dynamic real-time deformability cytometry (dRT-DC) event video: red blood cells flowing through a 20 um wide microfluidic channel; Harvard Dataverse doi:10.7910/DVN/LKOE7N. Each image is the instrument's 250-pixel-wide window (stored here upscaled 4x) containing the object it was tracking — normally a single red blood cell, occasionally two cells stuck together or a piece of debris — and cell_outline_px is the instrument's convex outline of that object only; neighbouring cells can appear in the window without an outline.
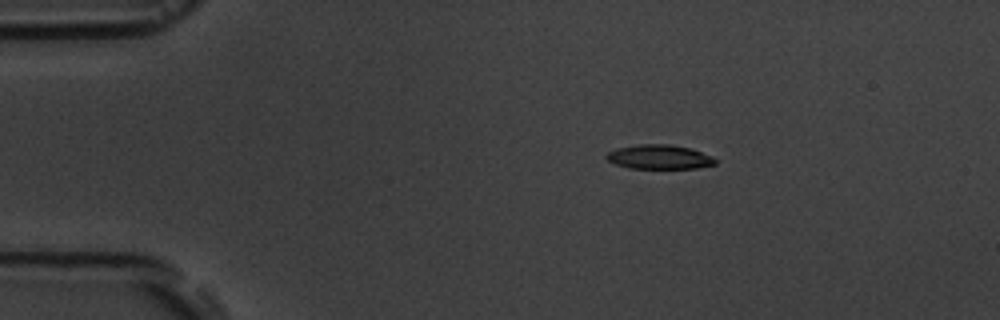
{"species": "common noctule bat (a hibernating species)", "species_latin": "Nyctalus noctula", "temperature_condition": "room temperature", "stored_images_in_passage": 4, "camera_frame_rate_fps": 3000, "um_per_image_px": 0.085, "animal": {"sex": "male", "body_mass_g": 19.5, "forearm_length_mm": 54.6}, "frame": {"image": 1, "passage_image": 2, "time_ms": 1.0, "image_size_px": [1000, 320], "cell_outline_px": [[716, 164], [696, 168], [628, 168], [616, 164], [608, 160], [604, 156], [608, 152], [616, 148], [640, 144], [668, 144], [688, 148], [712, 156], [716, 160]], "centroid_in_image_um": [56.01, 13.34], "position_along_channel_um": 29.0, "area_um2": 15.26}}